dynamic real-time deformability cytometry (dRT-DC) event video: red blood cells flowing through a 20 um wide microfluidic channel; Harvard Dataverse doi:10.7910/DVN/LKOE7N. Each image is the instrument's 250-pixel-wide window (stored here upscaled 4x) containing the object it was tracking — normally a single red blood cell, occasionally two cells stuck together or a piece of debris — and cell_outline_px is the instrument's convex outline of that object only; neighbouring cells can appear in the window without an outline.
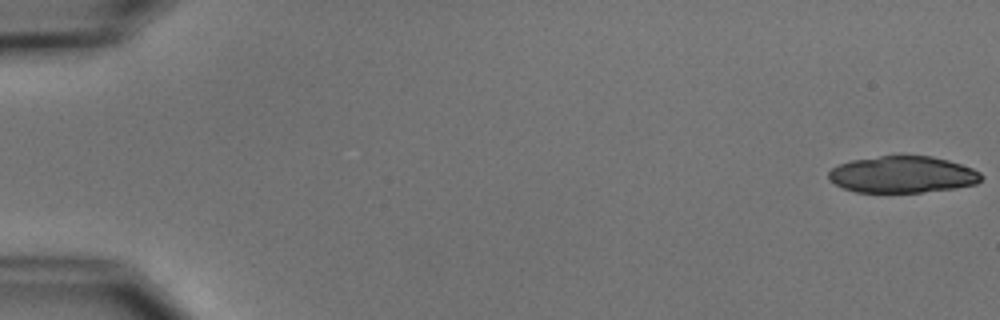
{"species": "common noctule bat (a hibernating species)", "species_latin": "Nyctalus noctula", "temperature_condition": "cold", "stored_images_in_passage": 6, "camera_frame_rate_fps": 3000, "um_per_image_px": 0.085, "animal": {"sex": "male", "body_mass_g": 15.6}, "frame": {"image": 1, "passage_image": 1, "time_ms": 0.0, "image_size_px": [1000, 320], "cell_outline_px": [[984, 176], [976, 184], [956, 188], [920, 192], [856, 192], [844, 188], [828, 180], [828, 172], [832, 168], [840, 164], [852, 160], [880, 156], [932, 156], [948, 160], [972, 168], [980, 172]], "centroid_in_image_um": [76.72, 14.84], "position_along_channel_um": 8.3, "area_um2": 32.54}}
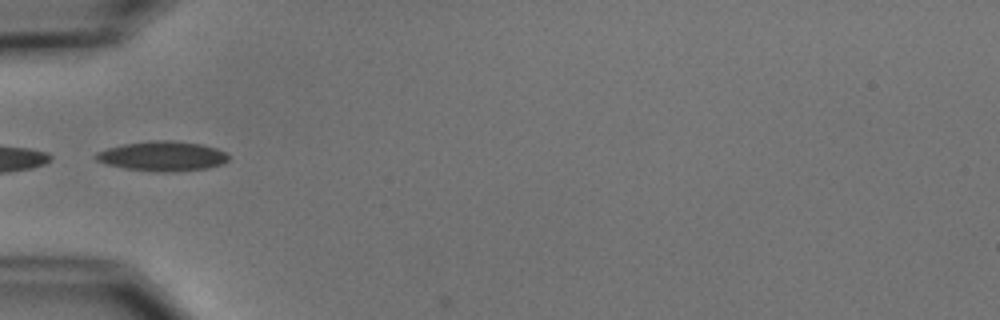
{"frame": {"image": 2, "passage_image": 6, "time_ms": 6.0, "image_size_px": [1000, 320], "cell_outline_px": [[228, 160], [224, 164], [208, 168], [168, 172], [156, 172], [124, 168], [108, 164], [96, 160], [92, 156], [96, 152], [108, 148], [124, 144], [152, 140], [172, 140], [200, 144], [216, 148], [224, 152], [228, 156]], "centroid_in_image_um": [13.8, 13.27], "position_along_channel_um": 71.2, "area_um2": 23.0}}